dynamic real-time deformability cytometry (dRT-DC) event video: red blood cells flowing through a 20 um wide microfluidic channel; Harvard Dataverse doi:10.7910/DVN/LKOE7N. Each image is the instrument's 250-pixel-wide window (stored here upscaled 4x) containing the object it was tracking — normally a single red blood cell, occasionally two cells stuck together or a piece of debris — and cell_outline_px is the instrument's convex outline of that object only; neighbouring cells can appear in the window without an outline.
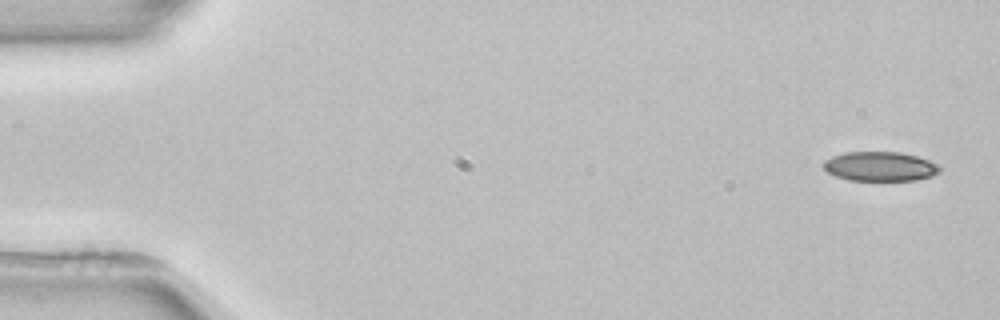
{"species": "common noctule bat (a hibernating species)", "species_latin": "Nyctalus noctula", "temperature_condition": "room temperature", "stored_images_in_passage": 4, "camera_frame_rate_fps": 3000, "um_per_image_px": 0.085, "animal": {"sex": "female", "body_mass_g": 22.7, "forearm_length_mm": 54.2}, "frame": {"image": 1, "passage_image": 1, "time_ms": 0.0, "image_size_px": [1000, 320], "cell_outline_px": [[940, 172], [932, 176], [916, 180], [848, 180], [836, 176], [828, 172], [820, 164], [824, 160], [832, 156], [844, 152], [900, 152], [916, 156], [928, 160], [936, 164], [940, 168]], "centroid_in_image_um": [74.77, 14.14], "position_along_channel_um": 10.2, "area_um2": 19.94}}
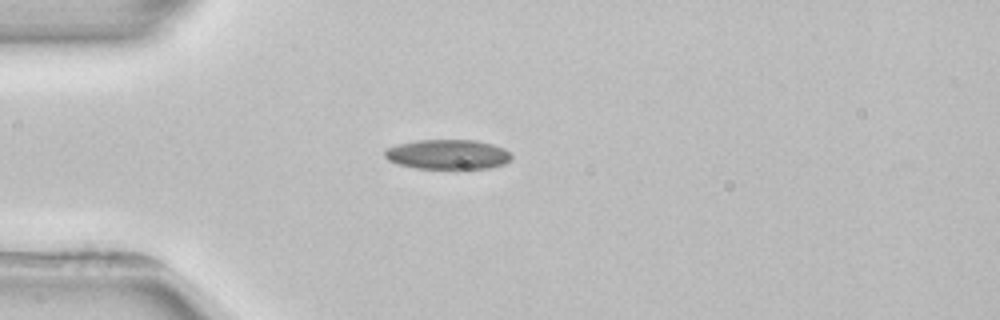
{"frame": {"image": 2, "passage_image": 4, "time_ms": 4.0, "image_size_px": [1000, 320], "cell_outline_px": [[512, 160], [504, 164], [488, 168], [460, 172], [456, 172], [416, 168], [396, 164], [388, 160], [384, 156], [384, 148], [396, 144], [416, 140], [476, 140], [492, 144], [504, 148], [512, 156]], "centroid_in_image_um": [38.05, 13.18], "position_along_channel_um": 47.0, "area_um2": 23.24}}